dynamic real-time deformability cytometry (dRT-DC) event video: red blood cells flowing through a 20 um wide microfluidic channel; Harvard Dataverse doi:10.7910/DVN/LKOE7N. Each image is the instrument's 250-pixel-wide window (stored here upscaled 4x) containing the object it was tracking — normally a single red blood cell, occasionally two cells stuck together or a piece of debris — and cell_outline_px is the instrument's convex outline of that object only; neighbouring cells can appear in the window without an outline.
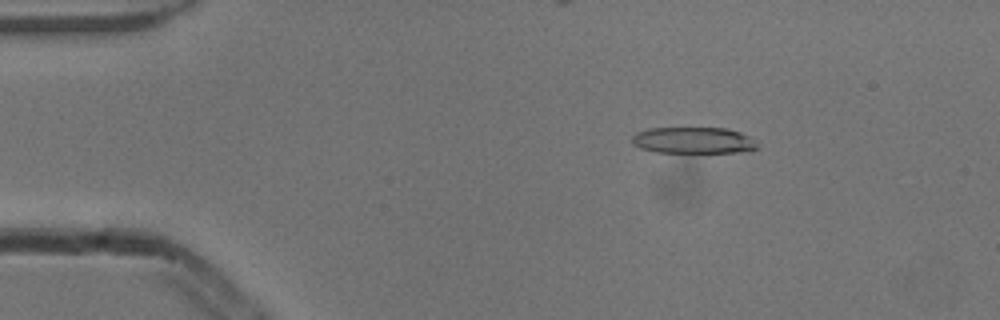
{"species": "common noctule bat (a hibernating species)", "species_latin": "Nyctalus noctula", "temperature_condition": "cold", "stored_images_in_passage": 51, "camera_frame_rate_fps": 3000, "um_per_image_px": 0.085, "animal": {"sex": "male", "body_mass_g": 13.3}, "frame": {"image": 1, "passage_image": 7, "time_ms": 2.0, "image_size_px": [1000, 320], "cell_outline_px": [[756, 148], [752, 152], [656, 152], [640, 148], [632, 144], [632, 136], [636, 132], [648, 128], [724, 128], [740, 132], [748, 136], [756, 144]], "centroid_in_image_um": [58.9, 11.93], "position_along_channel_um": 26.1, "area_um2": 19.25}}
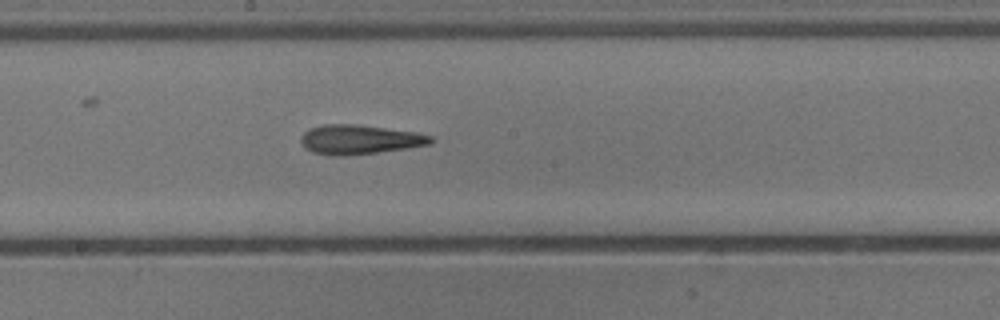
{"frame": {"image": 2, "passage_image": 27, "time_ms": 8.667, "image_size_px": [1000, 320], "cell_outline_px": [[432, 144], [376, 152], [312, 152], [304, 148], [300, 140], [300, 136], [304, 132], [312, 128], [324, 124], [356, 124], [416, 132], [432, 136]], "centroid_in_image_um": [30.6, 11.8], "position_along_channel_um": 217.6, "area_um2": 21.04}}
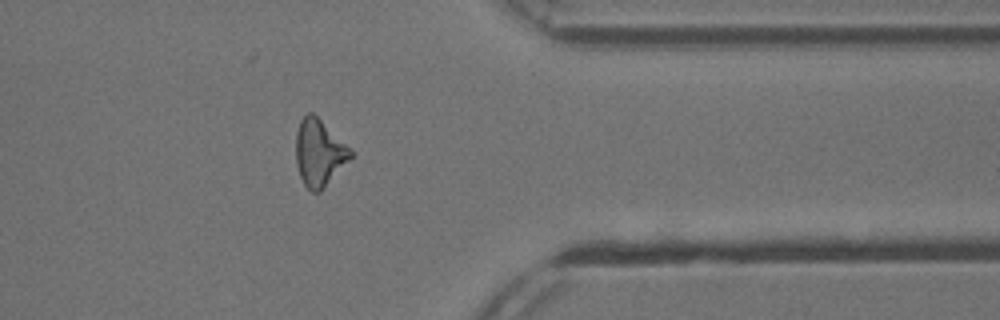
{"frame": {"image": 3, "passage_image": 41, "time_ms": 13.333, "image_size_px": [1000, 320], "cell_outline_px": [[352, 156], [324, 188], [320, 192], [312, 192], [304, 184], [300, 176], [296, 164], [296, 132], [300, 120], [308, 112], [312, 112], [352, 148]], "centroid_in_image_um": [27.12, 12.98], "position_along_channel_um": 384.3, "area_um2": 21.21}, "authors_computed_cell_mechanics": {"area_um2": 21.1548, "velocity_mm_per_s": 3.8573, "shape_relaxation_time_tau1_ms": null, "shape_relaxation_time_tau2_ms": 8.3249, "deformation_change_tau1": null, "deformation_change_tau2": 0.2445}}